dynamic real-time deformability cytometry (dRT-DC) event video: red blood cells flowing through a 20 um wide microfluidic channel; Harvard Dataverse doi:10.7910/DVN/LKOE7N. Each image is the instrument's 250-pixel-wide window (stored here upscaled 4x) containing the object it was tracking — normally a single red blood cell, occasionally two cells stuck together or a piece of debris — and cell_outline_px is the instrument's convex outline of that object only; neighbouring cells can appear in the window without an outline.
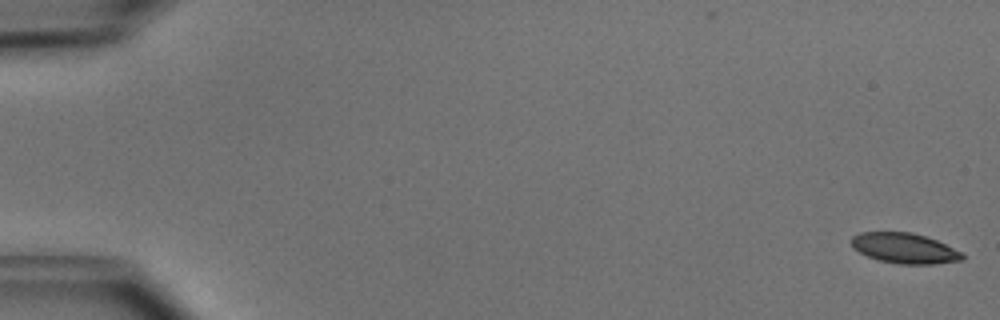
{"species": "common noctule bat (a hibernating species)", "species_latin": "Nyctalus noctula", "temperature_condition": "cold", "stored_images_in_passage": 51, "camera_frame_rate_fps": 3000, "um_per_image_px": 0.085, "animal": {"sex": "male", "body_mass_g": 15.6}, "frame": {"image": 1, "passage_image": 1, "time_ms": 0.0, "image_size_px": [1000, 320], "cell_outline_px": [[964, 260], [932, 264], [900, 264], [880, 260], [868, 256], [852, 248], [852, 236], [860, 232], [912, 232], [936, 240], [960, 252], [964, 256]], "centroid_in_image_um": [76.86, 21.1], "position_along_channel_um": 8.1, "area_um2": 19.36}}
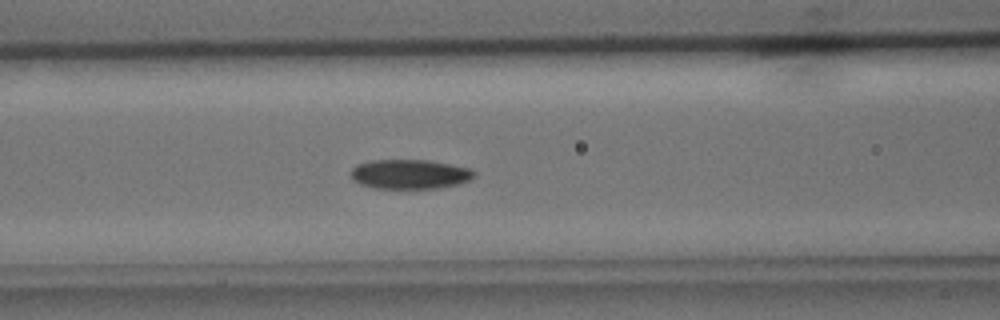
{"frame": {"image": 2, "passage_image": 22, "time_ms": 7.0, "image_size_px": [1000, 320], "cell_outline_px": [[476, 176], [468, 180], [456, 184], [436, 188], [376, 188], [360, 184], [352, 180], [348, 172], [356, 164], [372, 160], [428, 160], [468, 168], [476, 172]], "centroid_in_image_um": [34.76, 14.8], "position_along_channel_um": 131.8, "area_um2": 21.15}}
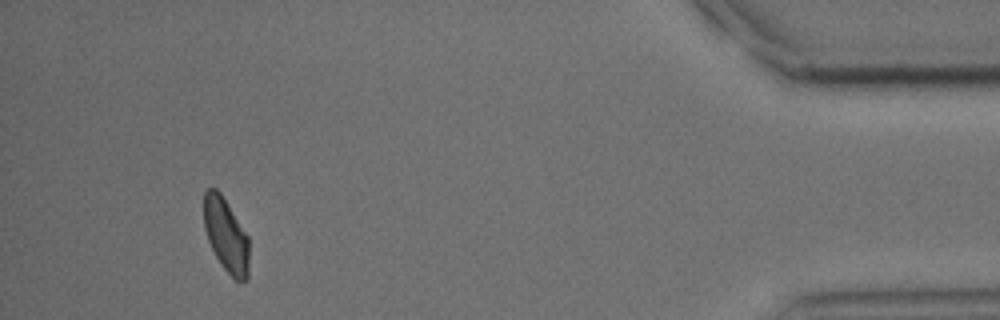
{"frame": {"image": 3, "passage_image": 48, "time_ms": 15.667, "image_size_px": [1000, 320], "cell_outline_px": [[248, 280], [236, 280], [224, 268], [216, 256], [208, 240], [204, 228], [204, 192], [208, 188], [216, 188], [220, 192], [248, 236]], "centroid_in_image_um": [19.2, 19.97], "position_along_channel_um": 416.0, "area_um2": 19.13}, "authors_computed_cell_mechanics": {"area_um2": 20.6924, "velocity_mm_per_s": 3.9719, "shape_relaxation_time_tau1_ms": 3.4768, "shape_relaxation_time_tau2_ms": 5.008, "deformation_change_tau1": 0.1199, "deformation_change_tau2": 0.0833}}